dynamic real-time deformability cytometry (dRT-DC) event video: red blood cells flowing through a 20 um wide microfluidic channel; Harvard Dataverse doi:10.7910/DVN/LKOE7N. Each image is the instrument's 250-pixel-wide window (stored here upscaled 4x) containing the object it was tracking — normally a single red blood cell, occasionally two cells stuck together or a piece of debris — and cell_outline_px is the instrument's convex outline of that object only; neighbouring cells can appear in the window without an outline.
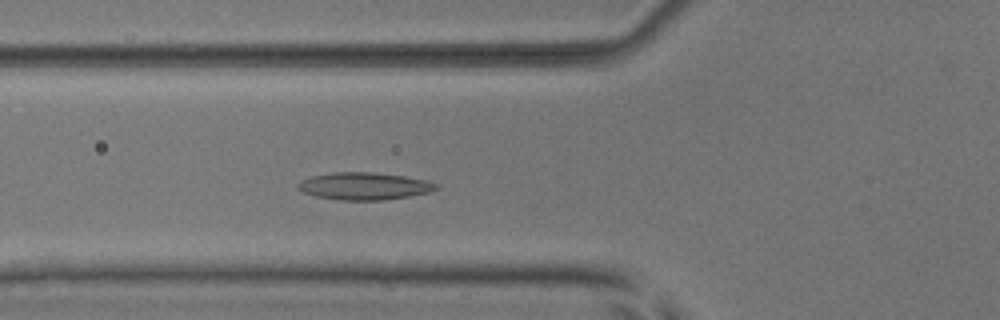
{"species": "common noctule bat (a hibernating species)", "species_latin": "Nyctalus noctula", "temperature_condition": "room temperature", "stored_images_in_passage": 43, "camera_frame_rate_fps": 3000, "um_per_image_px": 0.085, "animal": {"sex": "male", "body_mass_g": 17.9, "forearm_length_mm": 54.2}, "frame": {"image": 1, "passage_image": 10, "time_ms": 3.0, "image_size_px": [1000, 320], "cell_outline_px": [[440, 188], [428, 192], [408, 196], [384, 200], [340, 200], [316, 196], [304, 192], [296, 188], [296, 184], [300, 180], [312, 176], [332, 172], [368, 172], [404, 176], [424, 180], [440, 184]], "centroid_in_image_um": [30.94, 15.82], "position_along_channel_um": 94.9, "area_um2": 21.96}}
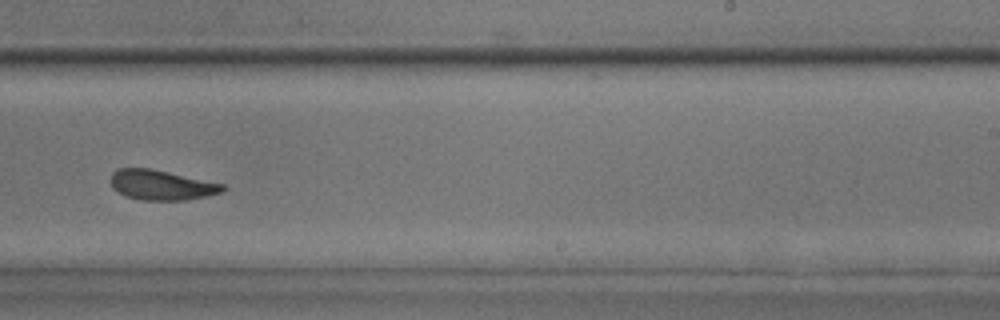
{"frame": {"image": 2, "passage_image": 24, "time_ms": 7.667, "image_size_px": [1000, 320], "cell_outline_px": [[228, 188], [220, 192], [208, 196], [184, 200], [144, 200], [124, 196], [112, 188], [108, 180], [112, 172], [116, 168], [148, 168], [168, 172], [224, 184]], "centroid_in_image_um": [13.67, 15.72], "position_along_channel_um": 275.3, "area_um2": 19.71}}
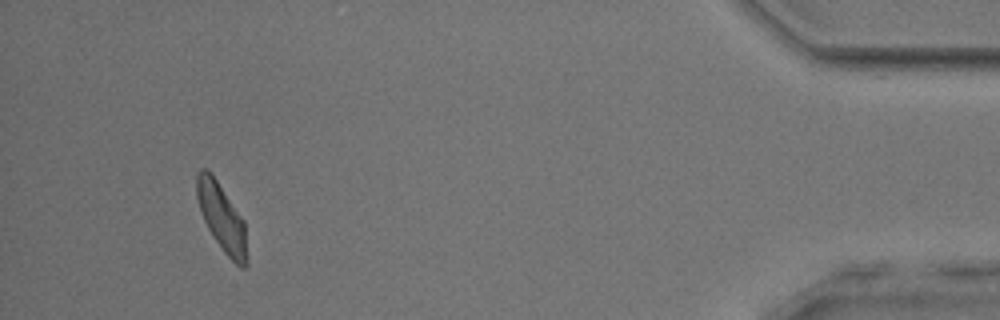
{"frame": {"image": 3, "passage_image": 40, "time_ms": 13.0, "image_size_px": [1000, 320], "cell_outline_px": [[248, 264], [244, 268], [240, 268], [224, 252], [208, 228], [204, 220], [196, 196], [196, 172], [200, 168], [208, 168], [244, 220], [248, 260]], "centroid_in_image_um": [18.85, 18.48], "position_along_channel_um": 416.3, "area_um2": 19.71}, "authors_computed_cell_mechanics": {"area_um2": 20.23, "velocity_mm_per_s": 3.88, "shape_relaxation_time_tau1_ms": 4.5504, "shape_relaxation_time_tau2_ms": 1.7977, "deformation_change_tau1": 0.1063, "deformation_change_tau2": 0.0754}}